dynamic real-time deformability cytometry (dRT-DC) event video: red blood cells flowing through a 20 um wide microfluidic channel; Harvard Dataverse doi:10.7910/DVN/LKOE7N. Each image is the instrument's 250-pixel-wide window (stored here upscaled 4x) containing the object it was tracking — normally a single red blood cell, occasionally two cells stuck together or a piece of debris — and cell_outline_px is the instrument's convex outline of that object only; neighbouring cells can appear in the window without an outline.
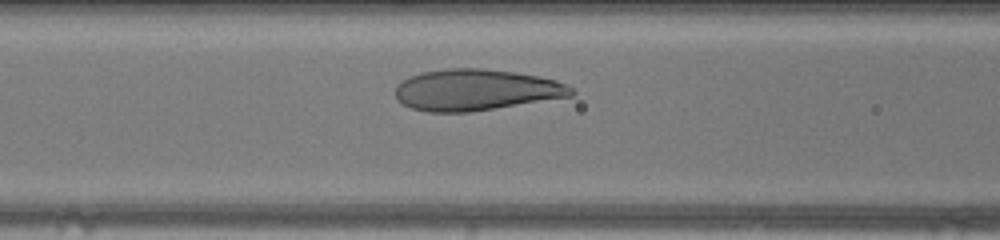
{"species": "human", "species_latin": "Homo sapiens", "temperature_condition": "warm", "stored_images_in_passage": 31, "camera_frame_rate_fps": 3000, "um_per_image_px": 0.085, "donor": {"sex": "female"}, "frame": {"image": 1, "passage_image": 11, "time_ms": 3.333, "image_size_px": [1000, 240], "cell_outline_px": [[576, 92], [572, 96], [468, 112], [428, 112], [412, 108], [396, 100], [396, 84], [420, 72], [448, 68], [480, 68], [516, 72], [540, 76], [556, 80], [576, 88]], "centroid_in_image_um": [40.48, 7.63], "position_along_channel_um": 126.1, "area_um2": 42.37}}
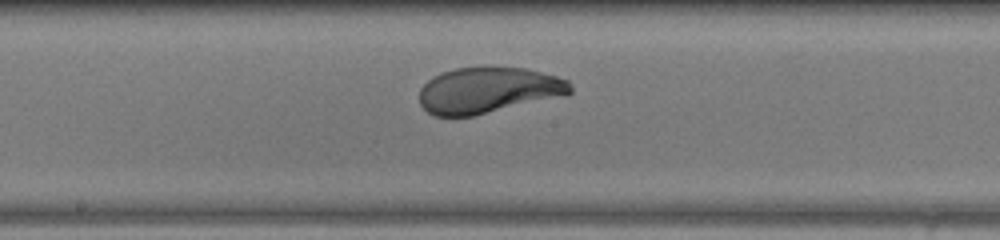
{"frame": {"image": 2, "passage_image": 17, "time_ms": 5.333, "image_size_px": [1000, 240], "cell_outline_px": [[572, 92], [568, 96], [472, 116], [432, 116], [420, 104], [420, 88], [432, 76], [440, 72], [456, 68], [524, 68], [556, 76], [568, 80], [572, 88]], "centroid_in_image_um": [41.52, 7.69], "position_along_channel_um": 206.7, "area_um2": 40.58}}
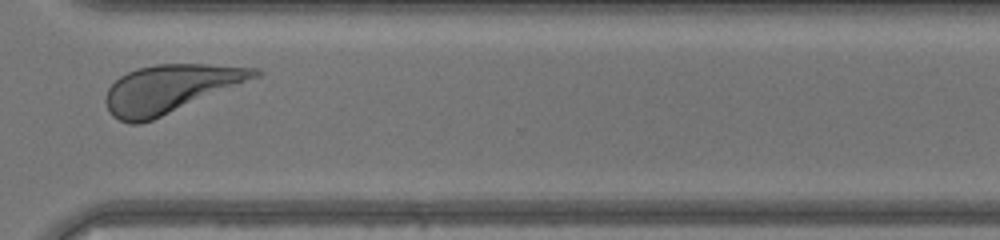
{"frame": {"image": 3, "passage_image": 28, "time_ms": 9.0, "image_size_px": [1000, 240], "cell_outline_px": [[264, 72], [260, 76], [152, 120], [140, 124], [128, 124], [112, 116], [108, 112], [104, 100], [104, 96], [108, 88], [120, 76], [136, 68], [156, 64], [208, 64], [260, 68]], "centroid_in_image_um": [14.44, 7.54], "position_along_channel_um": 356.2, "area_um2": 41.67}, "authors_computed_cell_mechanics": {"area_um2": 41.7894, "velocity_mm_per_s": 4.0497, "shape_relaxation_time_tau1_ms": 4.7823, "shape_relaxation_time_tau2_ms": 1.0675, "deformation_change_tau1": 0.2428, "deformation_change_tau2": 0.0701}}